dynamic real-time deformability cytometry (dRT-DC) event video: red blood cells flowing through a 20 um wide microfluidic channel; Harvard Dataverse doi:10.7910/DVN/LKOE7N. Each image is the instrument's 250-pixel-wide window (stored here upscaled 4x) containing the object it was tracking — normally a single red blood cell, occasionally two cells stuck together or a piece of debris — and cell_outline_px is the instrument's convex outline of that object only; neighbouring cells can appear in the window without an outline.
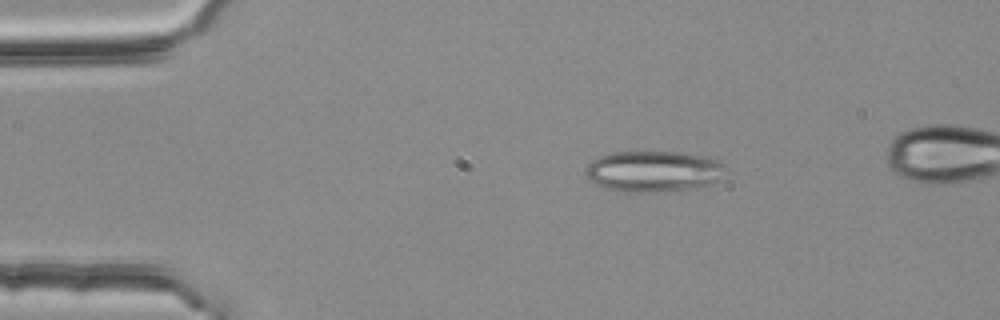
{"species": "common noctule bat (a hibernating species)", "species_latin": "Nyctalus noctula", "temperature_condition": "room temperature", "stored_images_in_passage": 4, "camera_frame_rate_fps": 3000, "um_per_image_px": 0.085, "animal": {"sex": "female", "body_mass_g": 25.1}, "frame": {"image": 1, "passage_image": 2, "time_ms": 0.333, "image_size_px": [1000, 320], "cell_outline_px": [[724, 168], [716, 180], [708, 184], [684, 188], [652, 192], [628, 192], [604, 188], [588, 180], [588, 164], [592, 160], [600, 156], [612, 152], [680, 152], [708, 156], [724, 164]], "centroid_in_image_um": [55.49, 14.54], "position_along_channel_um": 29.5, "area_um2": 32.77}}